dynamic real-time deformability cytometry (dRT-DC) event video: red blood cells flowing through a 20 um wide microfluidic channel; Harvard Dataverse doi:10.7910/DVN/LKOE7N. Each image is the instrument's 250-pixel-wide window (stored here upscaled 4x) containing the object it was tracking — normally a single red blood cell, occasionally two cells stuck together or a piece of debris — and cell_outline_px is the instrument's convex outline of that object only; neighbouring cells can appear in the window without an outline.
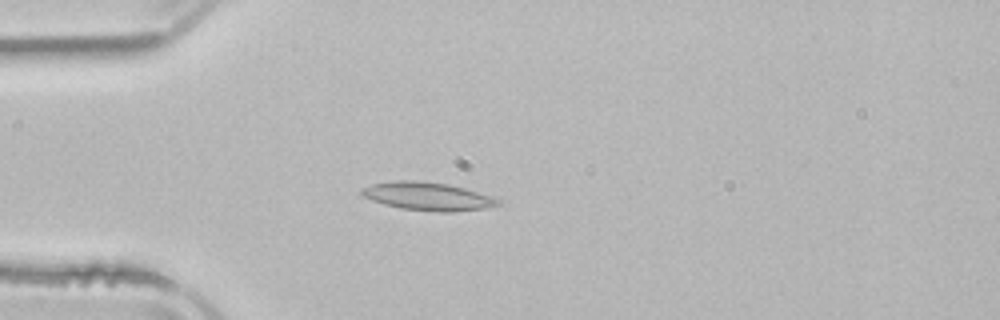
{"species": "common noctule bat (a hibernating species)", "species_latin": "Nyctalus noctula", "temperature_condition": "room temperature", "stored_images_in_passage": 3, "camera_frame_rate_fps": 3000, "um_per_image_px": 0.085, "animal": {"sex": "male", "body_mass_g": 21.5, "forearm_length_mm": 52.0}, "frame": {"image": 1, "passage_image": 3, "time_ms": 2.667, "image_size_px": [1000, 320], "cell_outline_px": [[500, 204], [484, 208], [452, 212], [440, 212], [400, 208], [384, 204], [372, 200], [364, 196], [360, 192], [360, 188], [372, 184], [392, 180], [420, 180], [448, 184], [464, 188], [500, 200]], "centroid_in_image_um": [36.29, 16.67], "position_along_channel_um": 48.7, "area_um2": 22.2}}